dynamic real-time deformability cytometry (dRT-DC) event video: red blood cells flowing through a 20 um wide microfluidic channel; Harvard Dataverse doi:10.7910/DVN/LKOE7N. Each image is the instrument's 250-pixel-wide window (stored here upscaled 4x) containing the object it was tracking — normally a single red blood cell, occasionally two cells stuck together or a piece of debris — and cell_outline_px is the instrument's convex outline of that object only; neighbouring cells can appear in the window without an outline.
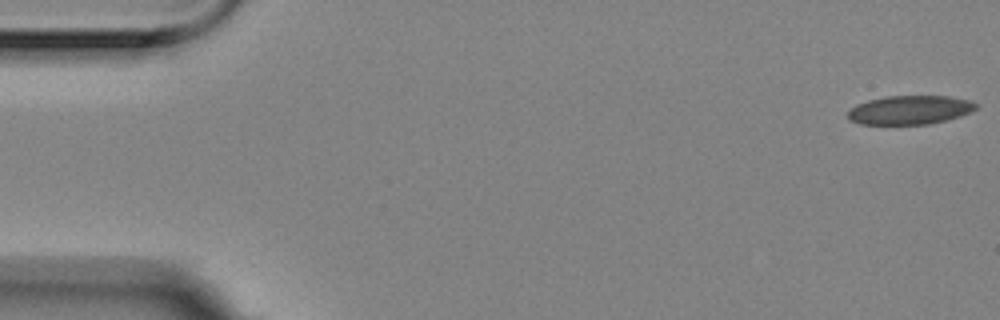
{"species": "Egyptian fruit bat (a non-hibernating species)", "species_latin": "Rousettus aegyptiacus", "temperature_condition": "room temperature", "stored_images_in_passage": 5, "camera_frame_rate_fps": 3000, "um_per_image_px": 0.085, "animal": {"sex": "female"}, "frame": {"image": 1, "passage_image": 1, "time_ms": 0.0, "image_size_px": [1000, 320], "cell_outline_px": [[976, 108], [972, 112], [960, 116], [928, 124], [860, 124], [848, 120], [848, 108], [856, 104], [868, 100], [884, 96], [948, 96], [972, 100], [976, 104]], "centroid_in_image_um": [77.3, 9.34], "position_along_channel_um": 7.7, "area_um2": 21.68}}
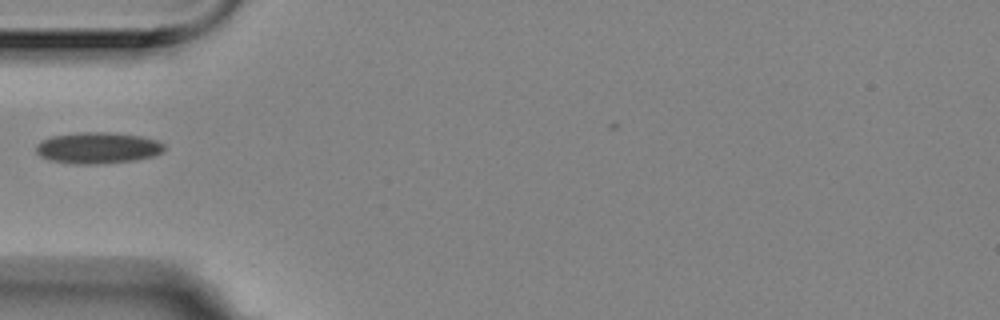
{"frame": {"image": 2, "passage_image": 5, "time_ms": 1.333, "image_size_px": [1000, 320], "cell_outline_px": [[164, 152], [156, 156], [136, 160], [96, 164], [72, 164], [52, 160], [40, 156], [36, 152], [36, 144], [40, 140], [52, 136], [80, 132], [112, 132], [140, 136], [156, 140], [164, 144]], "centroid_in_image_um": [8.32, 12.57], "position_along_channel_um": 76.7, "area_um2": 23.58}}